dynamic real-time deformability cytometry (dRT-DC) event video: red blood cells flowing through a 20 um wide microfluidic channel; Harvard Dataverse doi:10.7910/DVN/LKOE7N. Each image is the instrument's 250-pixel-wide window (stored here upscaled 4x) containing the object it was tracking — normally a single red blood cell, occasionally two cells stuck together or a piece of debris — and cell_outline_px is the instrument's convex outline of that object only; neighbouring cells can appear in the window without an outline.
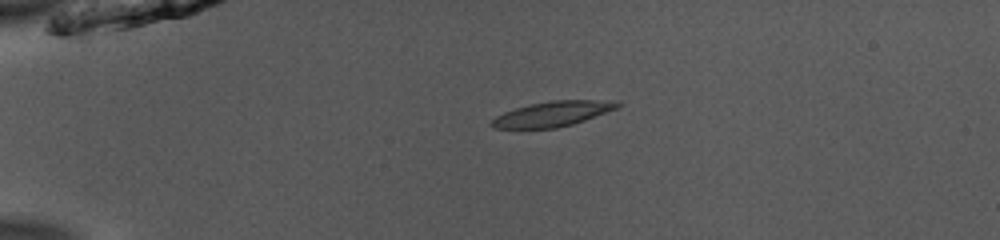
{"species": "common noctule bat (a hibernating species)", "species_latin": "Nyctalus noctula", "temperature_condition": "room temperature", "stored_images_in_passage": 40, "camera_frame_rate_fps": 3000, "um_per_image_px": 0.085, "animal": {"sex": "male", "body_mass_g": 13.0, "forearm_length_mm": 53.1}, "frame": {"image": 1, "passage_image": 1, "time_ms": 0.0, "image_size_px": [1000, 240], "cell_outline_px": [[624, 104], [616, 108], [584, 120], [572, 124], [556, 128], [492, 128], [488, 124], [496, 116], [504, 112], [516, 108], [532, 104], [552, 100], [616, 100]], "centroid_in_image_um": [46.97, 9.67], "position_along_channel_um": 38.0, "area_um2": 18.26}}
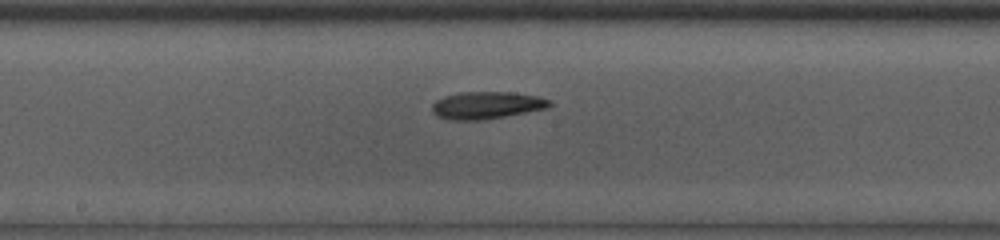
{"frame": {"image": 2, "passage_image": 17, "time_ms": 5.333, "image_size_px": [1000, 240], "cell_outline_px": [[552, 104], [548, 108], [504, 116], [480, 120], [448, 120], [436, 116], [432, 112], [432, 104], [436, 100], [444, 96], [460, 92], [512, 92], [540, 96], [552, 100]], "centroid_in_image_um": [41.37, 8.94], "position_along_channel_um": 206.8, "area_um2": 18.84}}
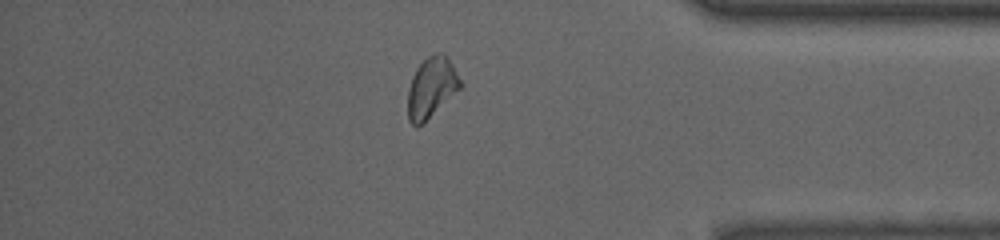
{"frame": {"image": 3, "passage_image": 33, "time_ms": 10.667, "image_size_px": [1000, 240], "cell_outline_px": [[464, 84], [424, 124], [416, 128], [408, 120], [408, 88], [412, 76], [416, 68], [428, 56], [436, 52], [444, 52], [448, 56]], "centroid_in_image_um": [36.68, 7.44], "position_along_channel_um": 398.5, "area_um2": 18.9}, "authors_computed_cell_mechanics": {"area_um2": 18.4093, "velocity_mm_per_s": 3.9484, "shape_relaxation_time_tau1_ms": 3.6308, "shape_relaxation_time_tau2_ms": 1.91, "deformation_change_tau1": 0.1164, "deformation_change_tau2": 0.0845}}